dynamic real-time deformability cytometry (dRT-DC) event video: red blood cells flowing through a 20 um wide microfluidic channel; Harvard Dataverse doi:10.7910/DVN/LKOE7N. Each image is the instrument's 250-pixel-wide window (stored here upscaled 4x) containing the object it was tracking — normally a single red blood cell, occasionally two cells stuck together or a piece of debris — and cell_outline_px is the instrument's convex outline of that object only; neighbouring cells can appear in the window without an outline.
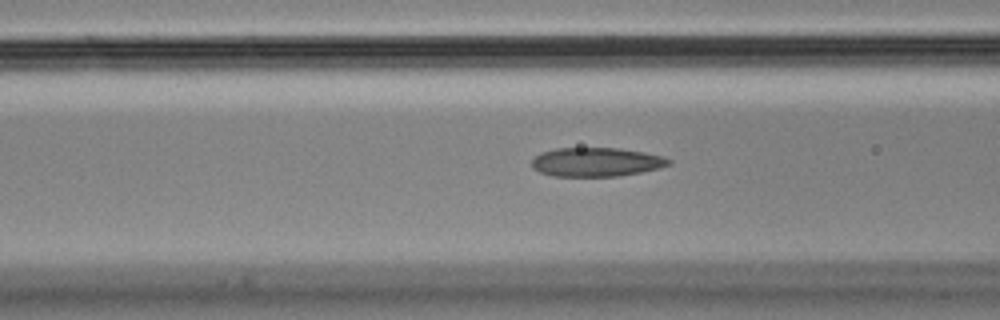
{"species": "Egyptian fruit bat (a non-hibernating species)", "species_latin": "Rousettus aegyptiacus", "temperature_condition": "cold", "stored_images_in_passage": 29, "camera_frame_rate_fps": 3000, "um_per_image_px": 0.085, "animal": {"sex": "male"}, "frame": {"image": 1, "passage_image": 6, "time_ms": 1.667, "image_size_px": [1000, 320], "cell_outline_px": [[672, 164], [660, 168], [640, 172], [616, 176], [552, 176], [540, 172], [532, 168], [532, 160], [540, 152], [556, 148], [620, 148], [644, 152], [664, 156], [672, 160]], "centroid_in_image_um": [50.7, 13.77], "position_along_channel_um": 115.9, "area_um2": 23.24}}
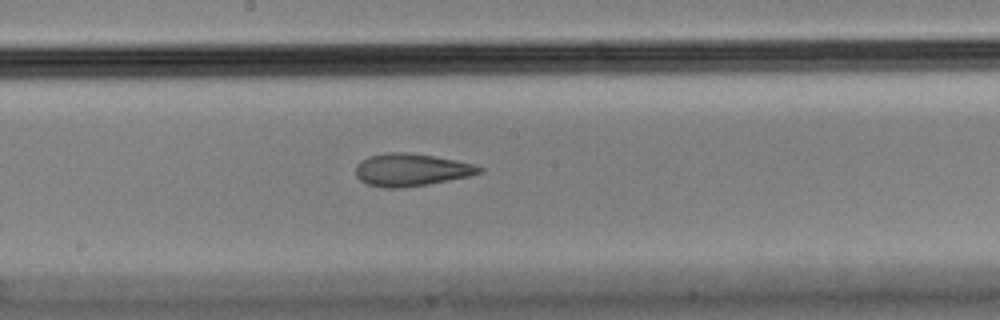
{"frame": {"image": 2, "passage_image": 14, "time_ms": 4.333, "image_size_px": [1000, 320], "cell_outline_px": [[484, 172], [472, 176], [428, 184], [400, 188], [384, 188], [368, 184], [360, 180], [356, 176], [356, 164], [360, 160], [368, 156], [388, 152], [404, 152], [432, 156], [456, 160], [476, 164], [484, 168]], "centroid_in_image_um": [34.98, 14.44], "position_along_channel_um": 213.2, "area_um2": 23.64}}
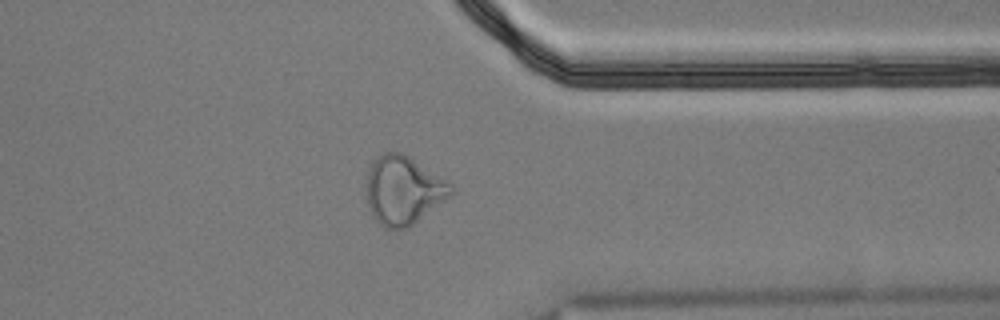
{"frame": {"image": 3, "passage_image": 28, "time_ms": 9.0, "image_size_px": [1000, 320], "cell_outline_px": [[456, 192], [408, 228], [384, 228], [372, 216], [368, 204], [368, 172], [372, 160], [376, 156], [384, 152], [400, 152], [408, 156], [452, 184], [456, 188]], "centroid_in_image_um": [34.3, 16.17], "position_along_channel_um": 377.1, "area_um2": 33.52}}